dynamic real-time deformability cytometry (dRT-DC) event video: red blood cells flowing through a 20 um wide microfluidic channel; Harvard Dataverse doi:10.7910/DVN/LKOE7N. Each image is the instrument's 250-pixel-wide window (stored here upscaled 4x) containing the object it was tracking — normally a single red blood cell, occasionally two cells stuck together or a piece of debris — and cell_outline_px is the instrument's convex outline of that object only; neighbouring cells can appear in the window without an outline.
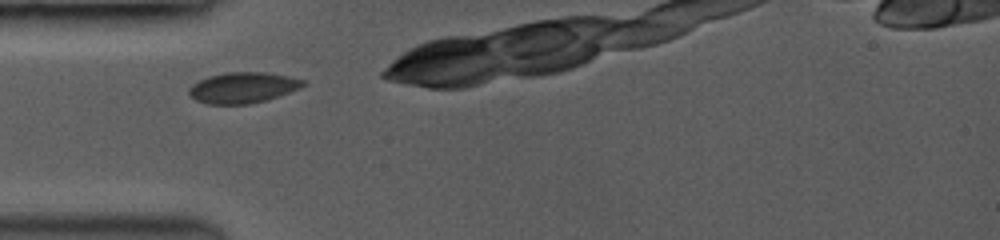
{"species": "common noctule bat (a hibernating species)", "species_latin": "Nyctalus noctula", "temperature_condition": "room temperature", "stored_images_in_passage": 31, "camera_frame_rate_fps": 3500, "um_per_image_px": 0.085, "animal": {"sex": "female", "body_mass_g": 19.0, "forearm_length_mm": 53.3}, "frame": {"image": 1, "passage_image": 2, "time_ms": 0.286, "image_size_px": [1000, 240], "cell_outline_px": [[304, 84], [288, 92], [264, 100], [248, 104], [208, 104], [196, 100], [188, 92], [192, 84], [200, 80], [212, 76], [228, 72], [264, 72], [304, 80]], "centroid_in_image_um": [20.58, 7.45], "position_along_channel_um": 64.4, "area_um2": 19.77}}
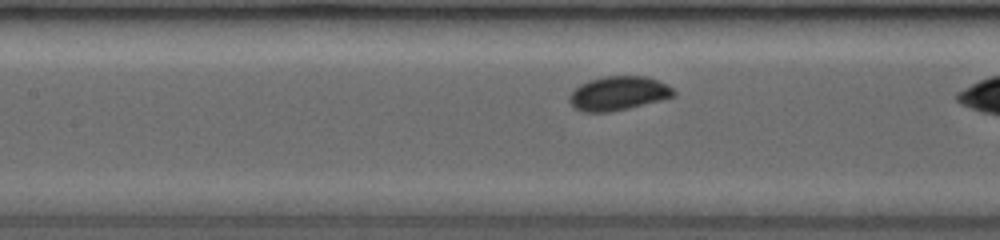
{"frame": {"image": 2, "passage_image": 10, "time_ms": 2.571, "image_size_px": [1000, 240], "cell_outline_px": [[676, 96], [608, 112], [588, 112], [576, 108], [572, 104], [572, 92], [580, 84], [588, 80], [604, 76], [648, 76], [668, 84], [676, 92]], "centroid_in_image_um": [52.62, 7.9], "position_along_channel_um": 154.8, "area_um2": 20.23}}
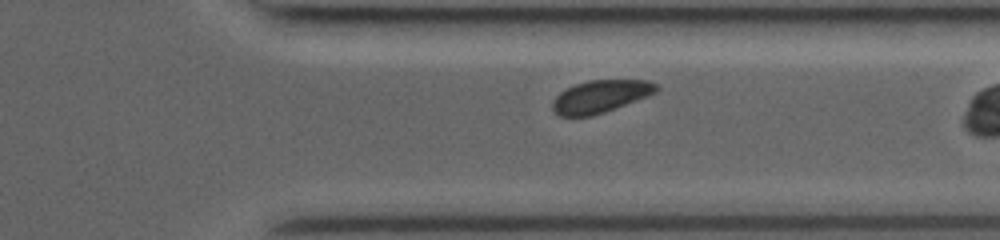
{"frame": {"image": 3, "passage_image": 28, "time_ms": 7.714, "image_size_px": [1000, 240], "cell_outline_px": [[660, 88], [656, 92], [648, 96], [604, 112], [592, 116], [560, 116], [552, 108], [552, 100], [560, 92], [576, 84], [588, 80], [648, 80], [656, 84]], "centroid_in_image_um": [51.04, 8.19], "position_along_channel_um": 360.4, "area_um2": 19.54}}